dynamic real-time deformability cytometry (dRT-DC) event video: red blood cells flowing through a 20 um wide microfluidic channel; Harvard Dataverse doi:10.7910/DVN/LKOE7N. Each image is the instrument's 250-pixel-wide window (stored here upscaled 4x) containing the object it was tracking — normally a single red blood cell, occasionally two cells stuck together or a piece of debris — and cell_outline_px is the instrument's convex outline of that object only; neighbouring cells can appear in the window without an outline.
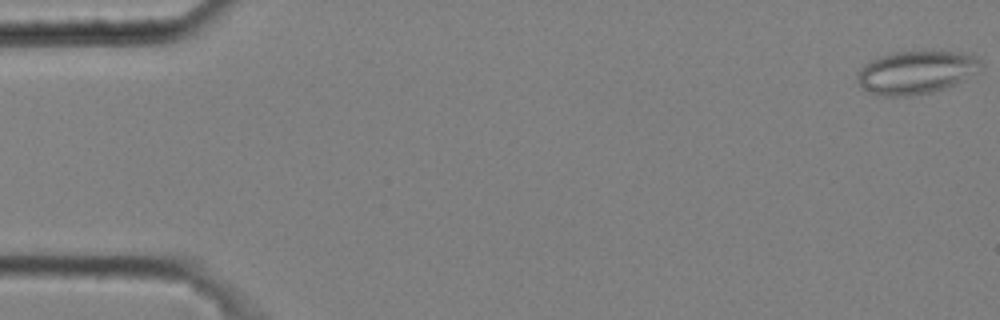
{"species": "common noctule bat (a hibernating species)", "species_latin": "Nyctalus noctula", "temperature_condition": "cold", "stored_images_in_passage": 49, "camera_frame_rate_fps": 3000, "um_per_image_px": 0.085, "animal": {"sex": "male", "body_mass_g": 20.4}, "frame": {"image": 1, "passage_image": 1, "time_ms": 0.0, "image_size_px": [1000, 320], "cell_outline_px": [[980, 64], [956, 84], [944, 88], [912, 96], [876, 96], [860, 88], [856, 80], [860, 68], [868, 60], [892, 52], [924, 48], [960, 52], [976, 56], [980, 60]], "centroid_in_image_um": [77.75, 6.1], "position_along_channel_um": 7.3, "area_um2": 31.56}}
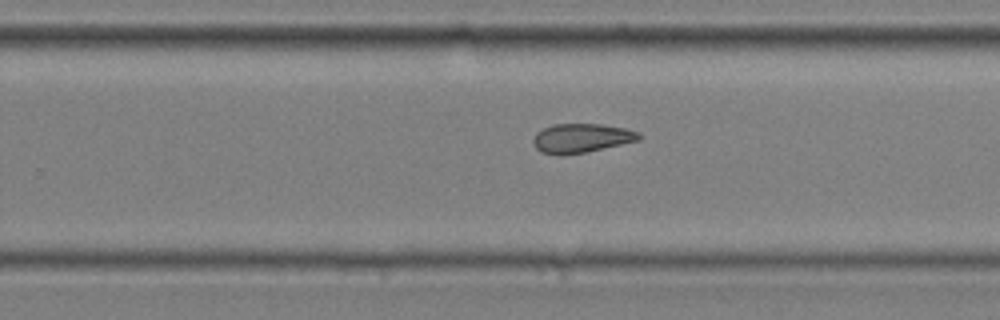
{"frame": {"image": 2, "passage_image": 35, "time_ms": 11.333, "image_size_px": [1000, 320], "cell_outline_px": [[644, 136], [640, 140], [588, 152], [560, 156], [540, 152], [536, 148], [532, 140], [536, 132], [552, 124], [600, 124], [624, 128], [640, 132]], "centroid_in_image_um": [49.43, 11.75], "position_along_channel_um": 280.4, "area_um2": 18.26}}
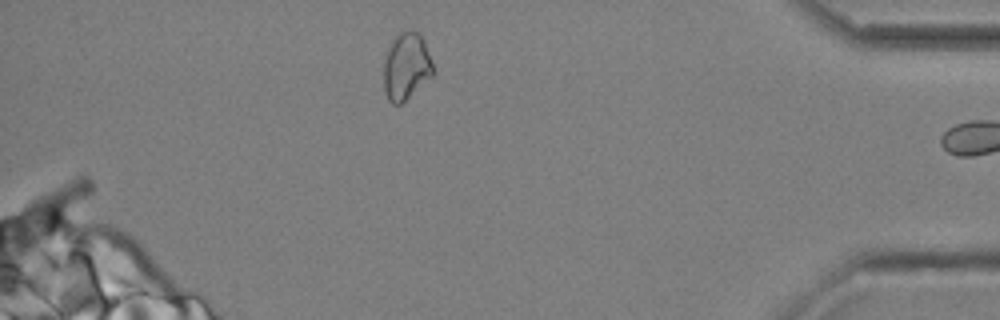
{"frame": {"image": 3, "passage_image": 48, "time_ms": 15.667, "image_size_px": [1000, 320], "cell_outline_px": [[436, 72], [432, 76], [400, 104], [392, 104], [388, 100], [384, 88], [384, 60], [392, 40], [400, 32], [420, 32], [424, 40], [432, 60]], "centroid_in_image_um": [34.55, 5.64], "position_along_channel_um": 400.6, "area_um2": 19.19}, "authors_computed_cell_mechanics": {"area_um2": 19.1896, "velocity_mm_per_s": 3.6346, "shape_relaxation_time_tau1_ms": null, "shape_relaxation_time_tau2_ms": 6.438, "deformation_change_tau1": null, "deformation_change_tau2": 0.1357}}